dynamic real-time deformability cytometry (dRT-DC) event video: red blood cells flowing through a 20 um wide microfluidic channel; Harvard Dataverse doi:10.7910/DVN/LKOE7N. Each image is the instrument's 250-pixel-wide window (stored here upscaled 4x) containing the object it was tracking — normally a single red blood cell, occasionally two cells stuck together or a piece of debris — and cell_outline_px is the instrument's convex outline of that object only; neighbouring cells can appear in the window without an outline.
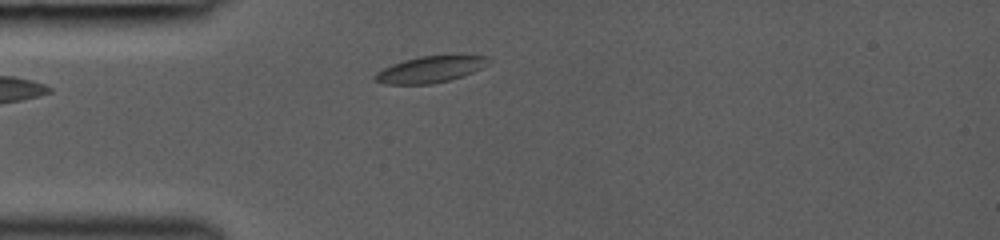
{"species": "common noctule bat (a hibernating species)", "species_latin": "Nyctalus noctula", "temperature_condition": "room temperature", "stored_images_in_passage": 41, "camera_frame_rate_fps": 3000, "um_per_image_px": 0.085, "animal": {"sex": "female", "body_mass_g": 19.0, "forearm_length_mm": 53.3}, "frame": {"image": 1, "passage_image": 1, "time_ms": 0.0, "image_size_px": [1000, 240], "cell_outline_px": [[492, 60], [488, 64], [464, 76], [432, 84], [384, 84], [372, 80], [372, 76], [376, 72], [392, 64], [404, 60], [420, 56], [488, 56]], "centroid_in_image_um": [36.52, 5.91], "position_along_channel_um": 48.5, "area_um2": 17.4}}
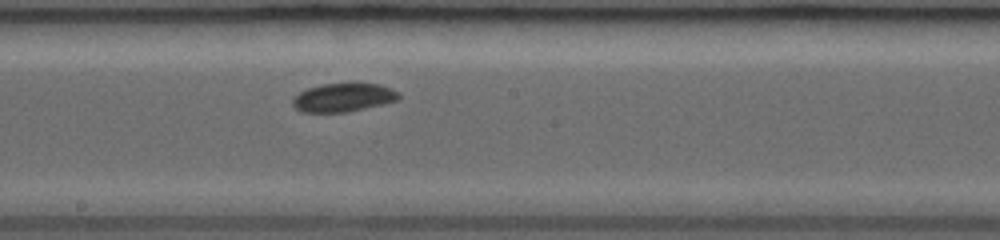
{"frame": {"image": 2, "passage_image": 18, "time_ms": 4.333, "image_size_px": [1000, 240], "cell_outline_px": [[400, 100], [384, 104], [348, 112], [300, 112], [292, 104], [292, 100], [300, 92], [308, 88], [320, 84], [348, 80], [352, 80], [380, 84], [400, 92]], "centroid_in_image_um": [29.24, 8.23], "position_along_channel_um": 219.0, "area_um2": 18.55}}
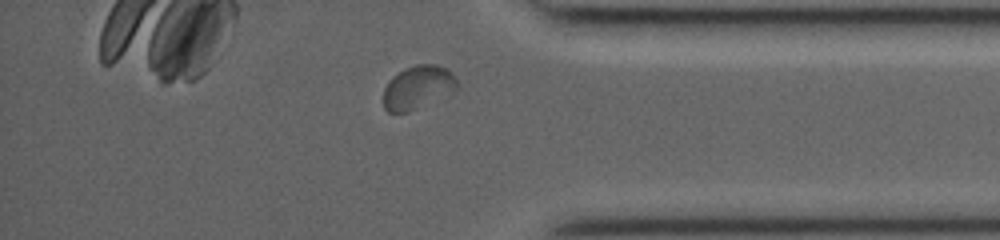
{"frame": {"image": 3, "passage_image": 35, "time_ms": 8.667, "image_size_px": [1000, 240], "cell_outline_px": [[460, 88], [456, 92], [408, 112], [388, 112], [384, 108], [384, 88], [388, 80], [392, 76], [404, 68], [416, 64], [436, 64], [452, 72], [456, 76]], "centroid_in_image_um": [35.56, 7.42], "position_along_channel_um": 399.6, "area_um2": 19.07}}